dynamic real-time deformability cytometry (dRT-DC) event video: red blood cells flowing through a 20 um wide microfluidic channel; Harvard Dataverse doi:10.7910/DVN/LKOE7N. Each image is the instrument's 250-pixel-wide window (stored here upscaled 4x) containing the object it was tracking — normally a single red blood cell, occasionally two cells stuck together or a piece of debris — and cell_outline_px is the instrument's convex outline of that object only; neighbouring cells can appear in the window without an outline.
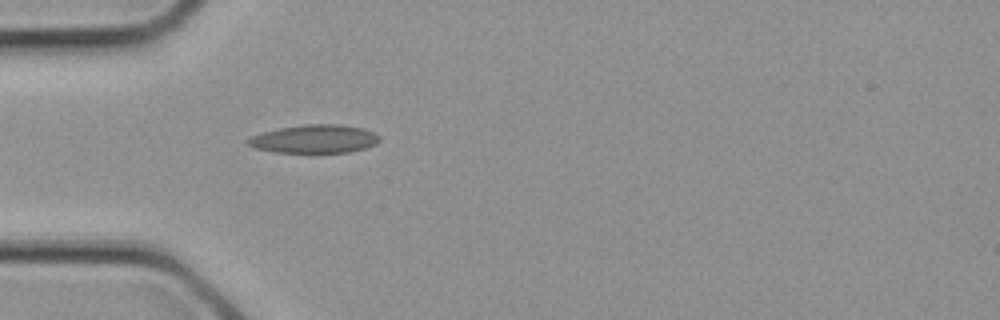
{"species": "common noctule bat (a hibernating species)", "species_latin": "Nyctalus noctula", "temperature_condition": "cold", "stored_images_in_passage": 6, "camera_frame_rate_fps": 3000, "um_per_image_px": 0.085, "animal": {"sex": "female", "body_mass_g": 21.9}, "frame": {"image": 1, "passage_image": 6, "time_ms": 1.667, "image_size_px": [1000, 320], "cell_outline_px": [[380, 140], [376, 144], [364, 148], [348, 152], [272, 152], [256, 148], [248, 144], [244, 140], [252, 136], [264, 132], [280, 128], [304, 124], [340, 124], [364, 128], [380, 136]], "centroid_in_image_um": [26.74, 11.8], "position_along_channel_um": 58.3, "area_um2": 21.62}}